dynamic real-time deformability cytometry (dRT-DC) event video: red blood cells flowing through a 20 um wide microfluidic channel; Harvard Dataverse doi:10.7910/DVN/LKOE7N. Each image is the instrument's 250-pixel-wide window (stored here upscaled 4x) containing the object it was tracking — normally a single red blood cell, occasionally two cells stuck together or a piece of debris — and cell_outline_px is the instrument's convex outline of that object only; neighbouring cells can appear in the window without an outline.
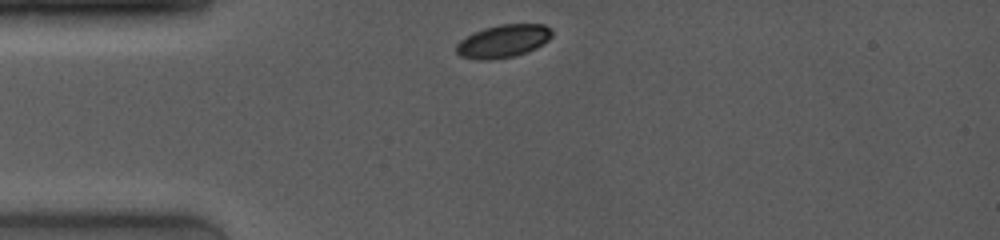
{"species": "common noctule bat (a hibernating species)", "species_latin": "Nyctalus noctula", "temperature_condition": "room temperature", "stored_images_in_passage": 16, "camera_frame_rate_fps": 4000, "um_per_image_px": 0.085, "animal": {"sex": "female", "body_mass_g": 19.0, "forearm_length_mm": 53.3}, "frame": {"image": 1, "passage_image": 1, "time_ms": 0.0, "image_size_px": [1000, 240], "cell_outline_px": [[552, 36], [544, 44], [528, 52], [516, 56], [488, 60], [476, 60], [460, 56], [456, 52], [456, 44], [460, 40], [484, 28], [500, 24], [544, 24], [552, 28]], "centroid_in_image_um": [42.8, 3.5], "position_along_channel_um": 42.2, "area_um2": 18.5}}
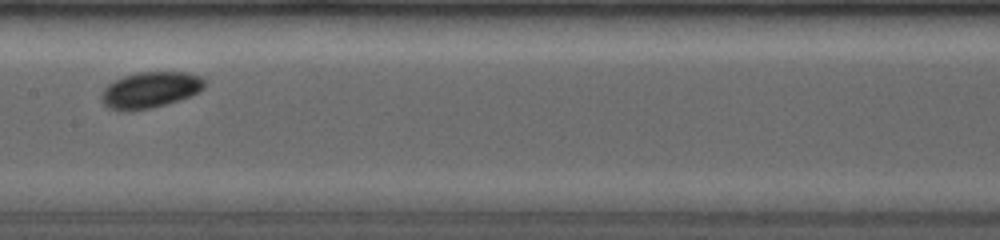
{"frame": {"image": 2, "passage_image": 10, "time_ms": 4.5, "image_size_px": [1000, 240], "cell_outline_px": [[204, 88], [200, 92], [152, 108], [124, 112], [108, 108], [100, 100], [100, 96], [104, 88], [108, 84], [124, 76], [136, 72], [184, 72], [200, 76], [204, 80]], "centroid_in_image_um": [12.72, 7.65], "position_along_channel_um": 194.7, "area_um2": 21.68}}
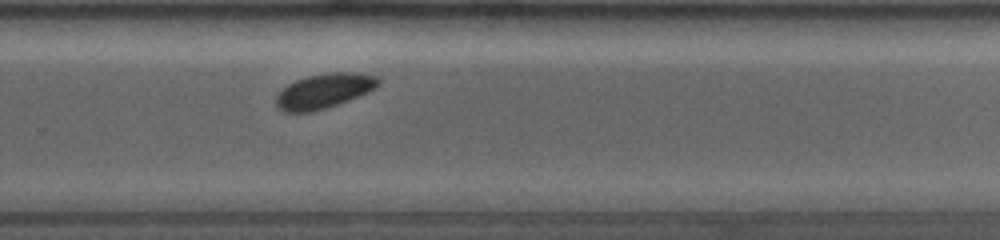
{"frame": {"image": 3, "passage_image": 16, "time_ms": 7.25, "image_size_px": [1000, 240], "cell_outline_px": [[380, 84], [376, 88], [368, 92], [348, 100], [312, 112], [284, 112], [276, 108], [276, 96], [288, 84], [296, 80], [308, 76], [328, 72], [360, 72], [380, 76]], "centroid_in_image_um": [27.58, 7.71], "position_along_channel_um": 302.2, "area_um2": 20.81}}